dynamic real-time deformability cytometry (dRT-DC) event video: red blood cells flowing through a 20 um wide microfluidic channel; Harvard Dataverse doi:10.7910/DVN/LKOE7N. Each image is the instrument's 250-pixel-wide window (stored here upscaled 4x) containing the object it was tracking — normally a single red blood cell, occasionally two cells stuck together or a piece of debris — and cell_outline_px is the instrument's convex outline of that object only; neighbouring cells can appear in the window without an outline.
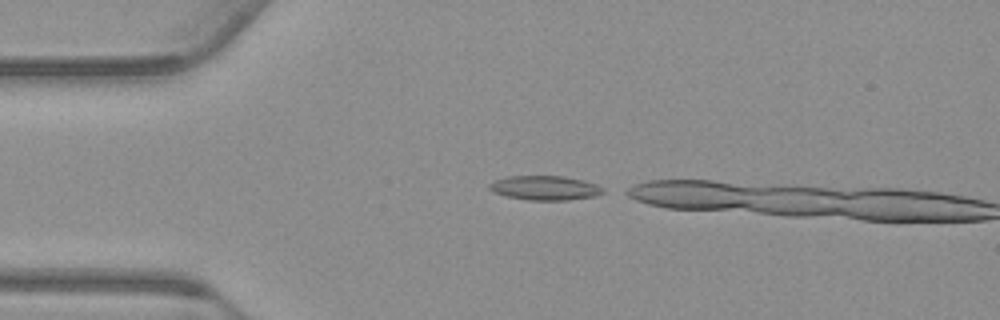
{"species": "common noctule bat (a hibernating species)", "species_latin": "Nyctalus noctula", "temperature_condition": "warm", "stored_images_in_passage": 3, "camera_frame_rate_fps": 3000, "um_per_image_px": 0.085, "animal": {"sex": "male", "body_mass_g": 23.1, "forearm_length_mm": 52.7}, "frame": {"image": 1, "passage_image": 1, "time_ms": 0.0, "image_size_px": [1000, 320], "cell_outline_px": [[604, 192], [596, 196], [568, 200], [528, 200], [508, 196], [492, 192], [488, 188], [488, 184], [496, 180], [508, 176], [564, 176], [584, 180], [596, 184], [604, 188]], "centroid_in_image_um": [46.33, 15.97], "position_along_channel_um": 38.7, "area_um2": 16.18}}